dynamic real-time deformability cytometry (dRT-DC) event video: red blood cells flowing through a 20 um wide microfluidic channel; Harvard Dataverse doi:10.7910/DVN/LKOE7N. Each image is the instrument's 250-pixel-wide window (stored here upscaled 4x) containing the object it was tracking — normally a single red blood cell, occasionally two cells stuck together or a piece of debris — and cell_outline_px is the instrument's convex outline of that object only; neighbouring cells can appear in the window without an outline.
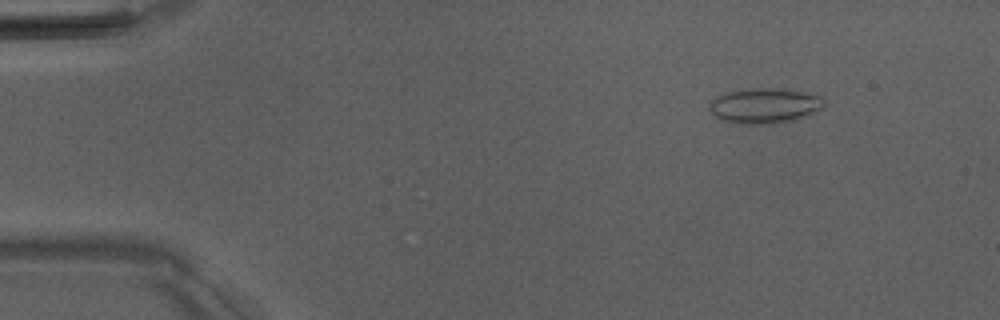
{"species": "Egyptian fruit bat (a non-hibernating species)", "species_latin": "Rousettus aegyptiacus", "temperature_condition": "room temperature", "stored_images_in_passage": 52, "camera_frame_rate_fps": 3000, "um_per_image_px": 0.085, "animal": {"sex": "male"}, "frame": {"image": 1, "passage_image": 7, "time_ms": 2.0, "image_size_px": [1000, 320], "cell_outline_px": [[824, 104], [816, 112], [792, 120], [776, 124], [736, 124], [720, 120], [708, 108], [708, 104], [716, 96], [724, 92], [752, 88], [784, 88], [824, 96]], "centroid_in_image_um": [64.97, 8.98], "position_along_channel_um": 20.0, "area_um2": 23.93}}
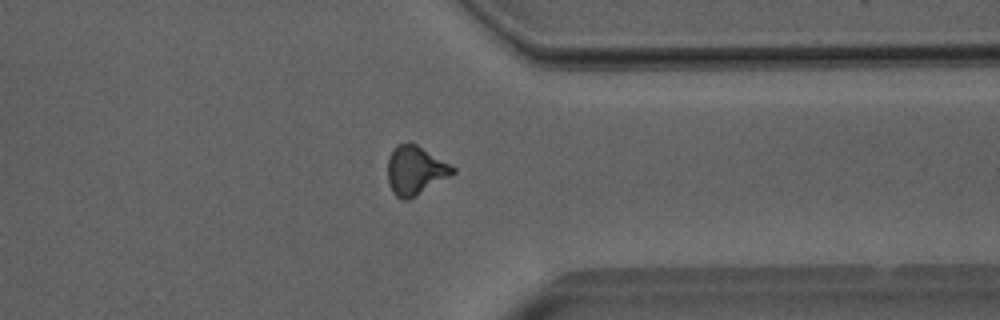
{"frame": {"image": 2, "passage_image": 41, "time_ms": 13.333, "image_size_px": [1000, 320], "cell_outline_px": [[456, 172], [452, 176], [416, 196], [408, 200], [404, 200], [396, 196], [392, 192], [388, 184], [388, 156], [400, 144], [416, 144], [456, 168]], "centroid_in_image_um": [35.32, 14.53], "position_along_channel_um": 376.1, "area_um2": 18.38}}
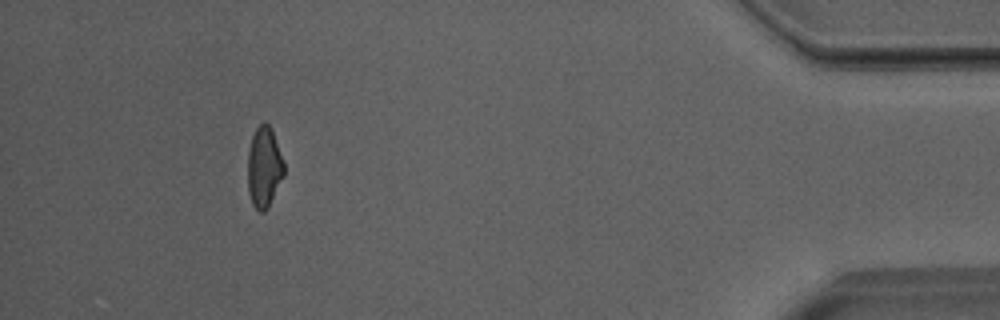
{"frame": {"image": 3, "passage_image": 48, "time_ms": 15.667, "image_size_px": [1000, 320], "cell_outline_px": [[284, 176], [268, 208], [264, 212], [260, 212], [252, 204], [248, 192], [248, 148], [252, 136], [256, 128], [264, 120], [272, 128], [284, 164]], "centroid_in_image_um": [22.44, 14.2], "position_along_channel_um": 412.8, "area_um2": 17.22}, "authors_computed_cell_mechanics": {"area_um2": 18.4093, "velocity_mm_per_s": 4.0268, "shape_relaxation_time_tau1_ms": null, "shape_relaxation_time_tau2_ms": 1.4679, "deformation_change_tau1": null, "deformation_change_tau2": 0.0831}}